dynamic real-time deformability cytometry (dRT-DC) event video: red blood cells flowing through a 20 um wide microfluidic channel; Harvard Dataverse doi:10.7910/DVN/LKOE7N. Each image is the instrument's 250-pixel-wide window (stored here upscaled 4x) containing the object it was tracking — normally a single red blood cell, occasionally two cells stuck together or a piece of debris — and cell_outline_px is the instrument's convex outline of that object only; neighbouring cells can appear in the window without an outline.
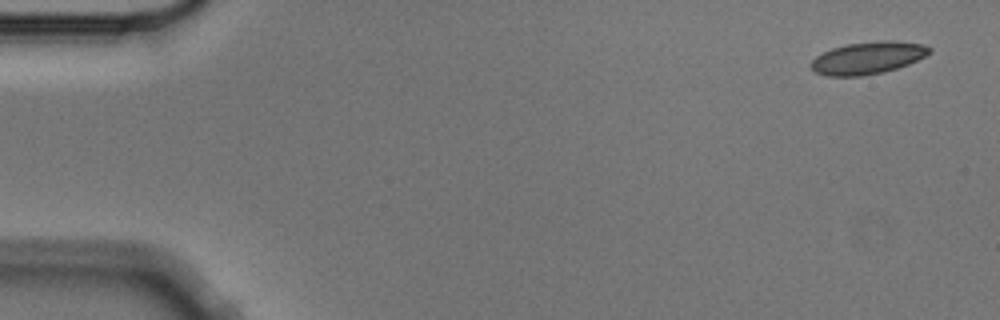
{"species": "Egyptian fruit bat (a non-hibernating species)", "species_latin": "Rousettus aegyptiacus", "temperature_condition": "cold", "stored_images_in_passage": 5, "camera_frame_rate_fps": 3000, "um_per_image_px": 0.085, "animal": {"sex": "male"}, "frame": {"image": 1, "passage_image": 1, "time_ms": 0.0, "image_size_px": [1000, 320], "cell_outline_px": [[932, 52], [908, 64], [884, 72], [860, 76], [828, 76], [816, 72], [808, 64], [816, 56], [832, 48], [848, 44], [880, 40], [892, 40], [924, 44], [932, 48]], "centroid_in_image_um": [73.77, 4.91], "position_along_channel_um": 11.2, "area_um2": 22.25}}
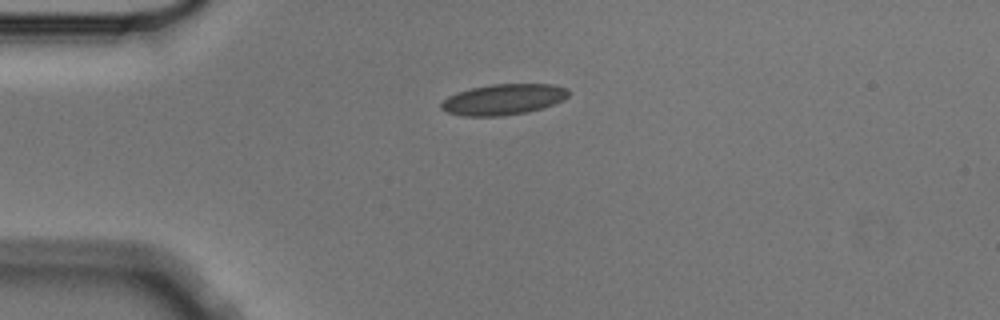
{"frame": {"image": 2, "passage_image": 4, "time_ms": 1.0, "image_size_px": [1000, 320], "cell_outline_px": [[568, 96], [564, 100], [528, 112], [504, 116], [464, 116], [448, 112], [440, 108], [440, 104], [448, 96], [456, 92], [472, 88], [492, 84], [552, 84], [568, 88]], "centroid_in_image_um": [42.78, 8.45], "position_along_channel_um": 42.2, "area_um2": 22.83}}